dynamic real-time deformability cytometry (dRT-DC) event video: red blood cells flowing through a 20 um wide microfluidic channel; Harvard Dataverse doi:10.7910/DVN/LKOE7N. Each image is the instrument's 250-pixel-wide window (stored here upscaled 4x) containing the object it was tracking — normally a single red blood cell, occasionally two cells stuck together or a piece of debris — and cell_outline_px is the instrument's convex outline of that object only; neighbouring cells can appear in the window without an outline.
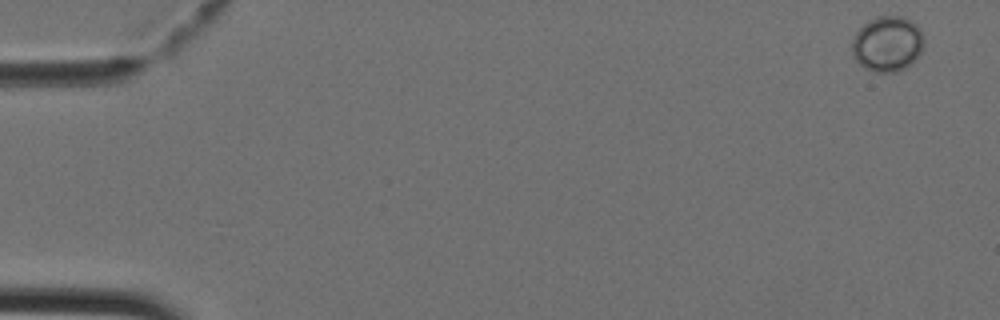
{"species": "Egyptian fruit bat (a non-hibernating species)", "species_latin": "Rousettus aegyptiacus", "temperature_condition": "cold", "stored_images_in_passage": 43, "camera_frame_rate_fps": 3000, "um_per_image_px": 0.085, "animal": {"sex": "female"}, "frame": {"image": 1, "passage_image": 1, "time_ms": 0.0, "image_size_px": [1000, 320], "cell_outline_px": [[924, 48], [916, 60], [912, 64], [896, 72], [876, 72], [864, 68], [856, 60], [852, 52], [852, 36], [868, 20], [876, 16], [904, 16], [912, 20], [920, 28], [924, 36]], "centroid_in_image_um": [75.46, 3.72], "position_along_channel_um": 9.5, "area_um2": 23.7}}
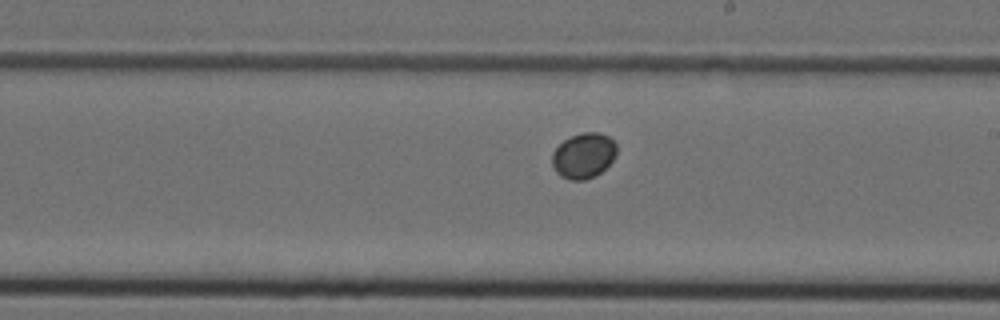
{"frame": {"image": 2, "passage_image": 25, "time_ms": 8.0, "image_size_px": [1000, 320], "cell_outline_px": [[616, 156], [596, 176], [584, 180], [568, 180], [560, 176], [556, 172], [552, 164], [552, 152], [564, 140], [572, 136], [584, 132], [600, 132], [608, 136], [616, 144]], "centroid_in_image_um": [49.59, 13.23], "position_along_channel_um": 239.4, "area_um2": 17.05}}
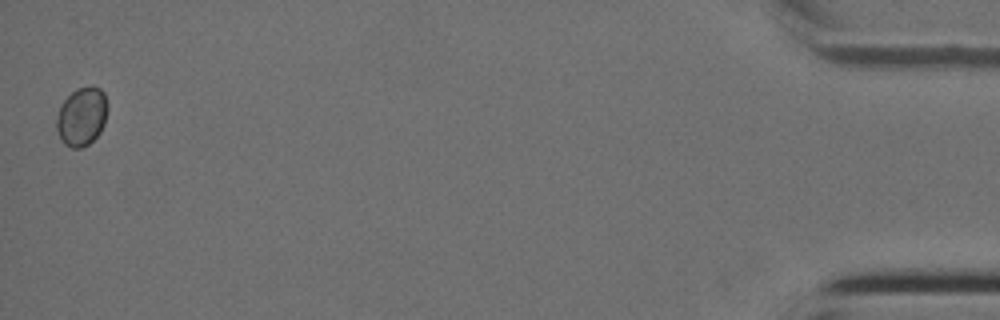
{"frame": {"image": 3, "passage_image": 43, "time_ms": 14.0, "image_size_px": [1000, 320], "cell_outline_px": [[108, 104], [104, 124], [100, 132], [88, 144], [80, 148], [72, 148], [64, 144], [60, 140], [56, 128], [56, 116], [60, 104], [76, 88], [92, 84], [100, 88], [104, 92]], "centroid_in_image_um": [6.94, 9.87], "position_along_channel_um": 428.3, "area_um2": 17.74}}